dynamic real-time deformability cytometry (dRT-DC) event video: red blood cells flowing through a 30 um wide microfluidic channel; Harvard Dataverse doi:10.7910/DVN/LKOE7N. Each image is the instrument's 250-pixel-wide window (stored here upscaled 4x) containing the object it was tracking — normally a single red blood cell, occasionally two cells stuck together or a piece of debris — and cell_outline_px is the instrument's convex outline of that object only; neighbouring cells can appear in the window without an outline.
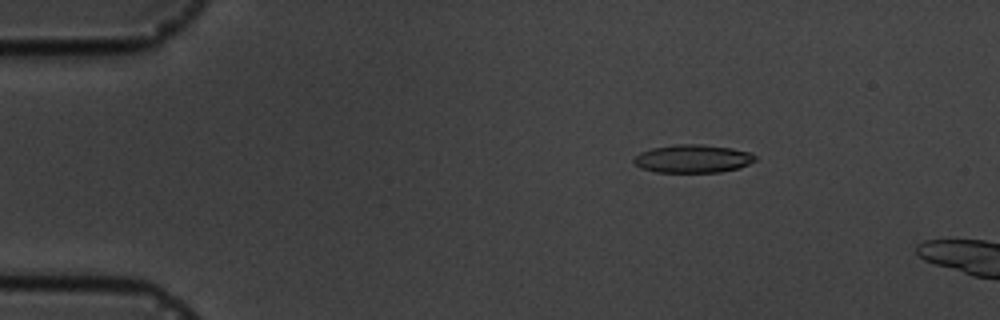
{"species": "common noctule bat (a hibernating species)", "species_latin": "Nyctalus noctula", "temperature_condition": "cold", "stored_images_in_passage": 5, "camera_frame_rate_fps": 3000, "um_per_image_px": 0.085, "animal": {"sex": "male", "body_mass_g": 19.5, "forearm_length_mm": 54.6}, "frame": {"image": 1, "passage_image": 3, "time_ms": 2.333, "image_size_px": [1000, 320], "cell_outline_px": [[756, 160], [740, 168], [720, 172], [656, 172], [640, 168], [632, 160], [640, 152], [652, 148], [676, 144], [700, 144], [732, 148], [752, 152], [756, 156]], "centroid_in_image_um": [58.91, 13.49], "position_along_channel_um": 26.1, "area_um2": 20.0}}